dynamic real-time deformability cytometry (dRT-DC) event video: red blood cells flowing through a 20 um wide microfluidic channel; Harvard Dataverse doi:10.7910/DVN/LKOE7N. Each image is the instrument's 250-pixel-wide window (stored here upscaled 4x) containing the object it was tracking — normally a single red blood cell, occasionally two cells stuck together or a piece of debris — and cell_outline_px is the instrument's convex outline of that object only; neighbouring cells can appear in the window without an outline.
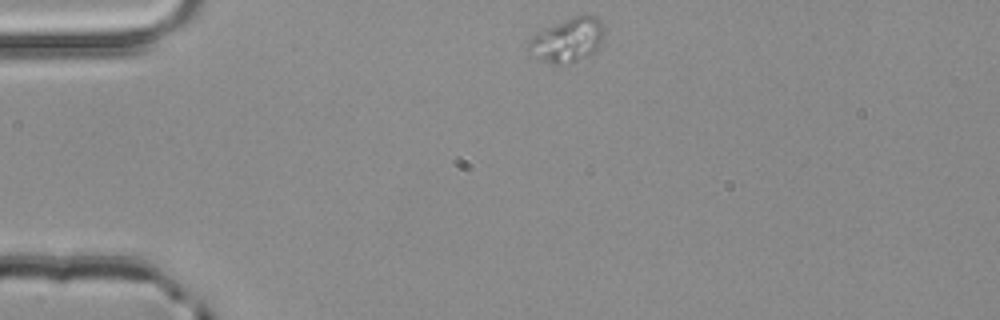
{"species": "common noctule bat (a hibernating species)", "species_latin": "Nyctalus noctula", "temperature_condition": "room temperature", "stored_images_in_passage": 2, "camera_frame_rate_fps": 3000, "um_per_image_px": 0.085, "animal": {"sex": "male", "body_mass_g": 20.4}, "frame": {"image": 1, "passage_image": 1, "time_ms": 0.0, "image_size_px": [1000, 320], "cell_outline_px": [[604, 36], [596, 52], [572, 64], [552, 64], [540, 60], [532, 56], [528, 52], [528, 40], [536, 32], [544, 28], [576, 16], [596, 16], [604, 24]], "centroid_in_image_um": [48.24, 3.44], "position_along_channel_um": 36.8, "area_um2": 19.77}}